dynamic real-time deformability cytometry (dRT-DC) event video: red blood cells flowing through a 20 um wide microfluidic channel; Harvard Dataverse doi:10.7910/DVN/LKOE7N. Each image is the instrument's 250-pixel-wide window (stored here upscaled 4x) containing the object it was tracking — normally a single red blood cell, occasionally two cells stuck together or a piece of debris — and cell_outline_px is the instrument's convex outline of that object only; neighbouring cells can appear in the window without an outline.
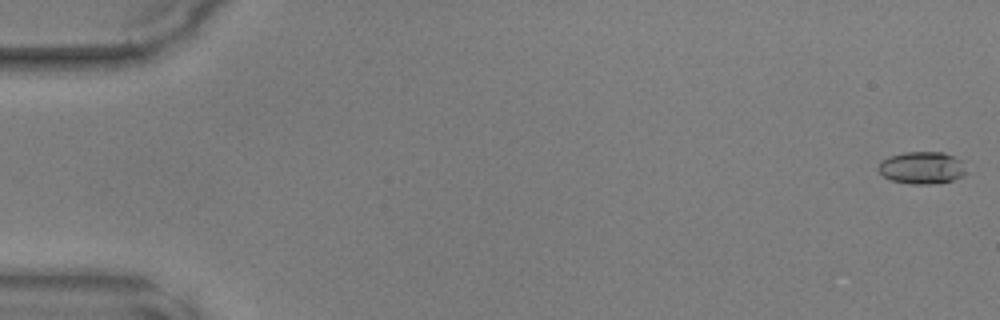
{"species": "common noctule bat (a hibernating species)", "species_latin": "Nyctalus noctula", "temperature_condition": "warm", "stored_images_in_passage": 7, "camera_frame_rate_fps": 3000, "um_per_image_px": 0.085, "animal": {"sex": "male", "body_mass_g": 17.9, "forearm_length_mm": 54.2}, "frame": {"image": 1, "passage_image": 1, "time_ms": 0.0, "image_size_px": [1000, 320], "cell_outline_px": [[964, 172], [960, 176], [952, 180], [928, 184], [912, 184], [892, 180], [884, 176], [876, 168], [880, 160], [888, 156], [904, 152], [944, 152], [960, 160]], "centroid_in_image_um": [78.27, 14.24], "position_along_channel_um": 6.7, "area_um2": 16.24}}